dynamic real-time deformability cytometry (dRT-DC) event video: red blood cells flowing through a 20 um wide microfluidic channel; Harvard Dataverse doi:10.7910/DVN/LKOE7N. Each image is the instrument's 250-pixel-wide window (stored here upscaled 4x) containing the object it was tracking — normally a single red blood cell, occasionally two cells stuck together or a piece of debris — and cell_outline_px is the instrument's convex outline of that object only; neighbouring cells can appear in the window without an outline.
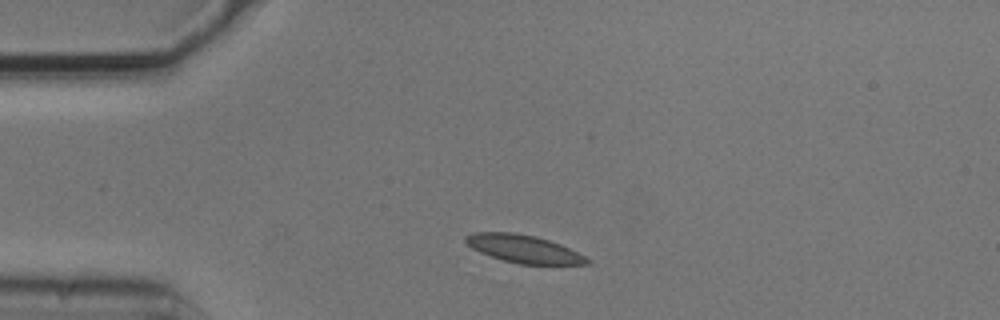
{"species": "common noctule bat (a hibernating species)", "species_latin": "Nyctalus noctula", "temperature_condition": "cold", "stored_images_in_passage": 3, "camera_frame_rate_fps": 3000, "um_per_image_px": 0.085, "animal": {"sex": "male", "body_mass_g": 20.5, "forearm_length_mm": 52.5}, "frame": {"image": 1, "passage_image": 1, "time_ms": 0.0, "image_size_px": [1000, 320], "cell_outline_px": [[592, 260], [588, 264], [520, 264], [504, 260], [480, 252], [472, 248], [464, 240], [464, 236], [472, 232], [516, 232], [536, 236], [560, 244]], "centroid_in_image_um": [44.49, 21.14], "position_along_channel_um": 40.5, "area_um2": 19.54}}
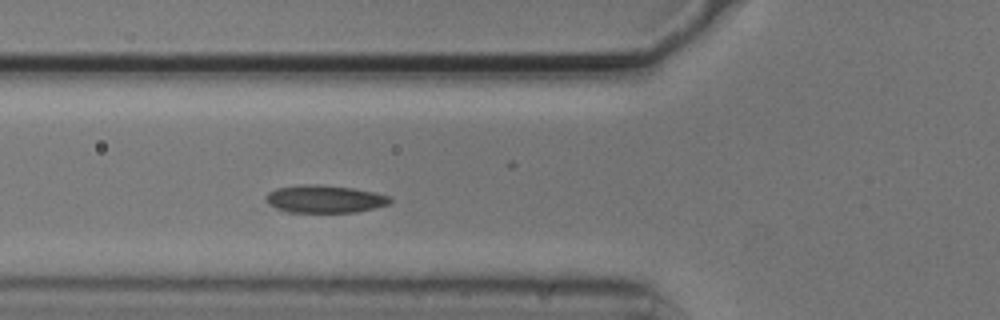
{"frame": {"image": 2, "passage_image": 3, "time_ms": 0.667, "image_size_px": [1000, 320], "cell_outline_px": [[392, 204], [356, 212], [288, 212], [276, 208], [268, 204], [264, 200], [264, 196], [268, 192], [276, 188], [300, 184], [320, 184], [352, 188], [376, 192], [392, 196]], "centroid_in_image_um": [27.61, 16.9], "position_along_channel_um": 98.2, "area_um2": 20.4}}